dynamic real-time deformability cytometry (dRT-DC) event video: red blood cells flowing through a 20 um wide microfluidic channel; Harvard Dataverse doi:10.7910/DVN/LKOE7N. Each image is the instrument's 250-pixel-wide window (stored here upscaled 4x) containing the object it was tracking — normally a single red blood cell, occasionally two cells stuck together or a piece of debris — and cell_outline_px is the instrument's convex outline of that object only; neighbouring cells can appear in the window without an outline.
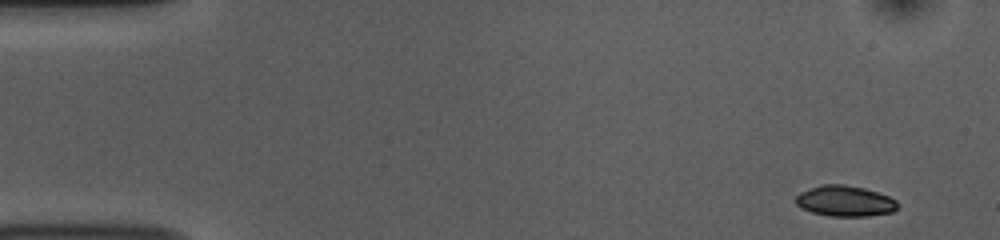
{"species": "common noctule bat (a hibernating species)", "species_latin": "Nyctalus noctula", "temperature_condition": "room temperature", "stored_images_in_passage": 51, "camera_frame_rate_fps": 3000, "um_per_image_px": 0.085, "animal": {"sex": "female", "body_mass_g": 10.0, "forearm_length_mm": 53.1}, "frame": {"image": 1, "passage_image": 1, "time_ms": 0.0, "image_size_px": [1000, 240], "cell_outline_px": [[896, 208], [892, 212], [868, 216], [828, 216], [812, 212], [800, 208], [796, 204], [796, 196], [800, 192], [820, 184], [844, 184], [864, 188], [888, 196], [896, 200]], "centroid_in_image_um": [71.78, 17.08], "position_along_channel_um": 13.2, "area_um2": 18.21}}
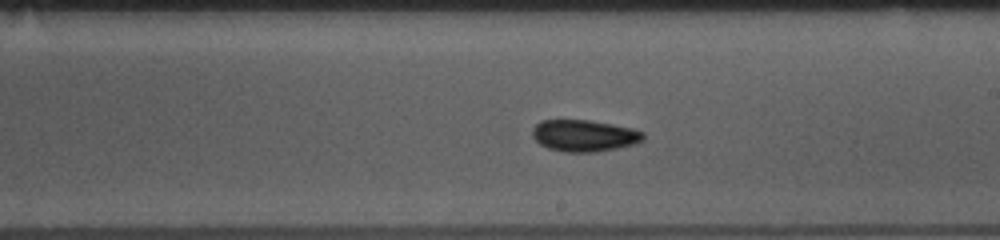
{"frame": {"image": 2, "passage_image": 28, "time_ms": 9.0, "image_size_px": [1000, 240], "cell_outline_px": [[644, 140], [636, 144], [596, 152], [564, 152], [548, 148], [540, 144], [532, 136], [532, 128], [540, 120], [588, 120], [612, 124], [632, 128], [644, 132]], "centroid_in_image_um": [49.66, 11.53], "position_along_channel_um": 239.3, "area_um2": 20.58}}
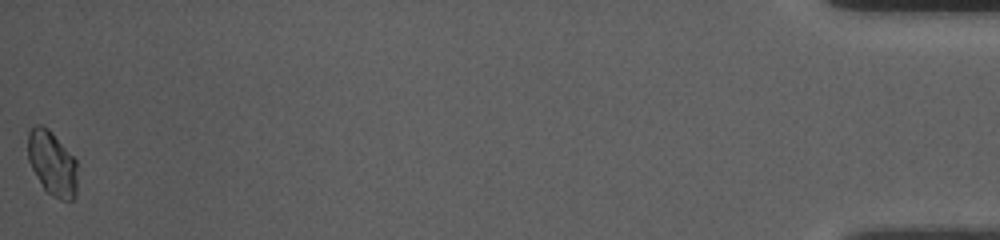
{"frame": {"image": 3, "passage_image": 51, "time_ms": 16.667, "image_size_px": [1000, 240], "cell_outline_px": [[76, 192], [72, 200], [60, 200], [52, 196], [44, 188], [32, 168], [28, 160], [28, 132], [36, 124], [40, 124], [48, 128], [52, 132], [76, 160]], "centroid_in_image_um": [4.43, 13.87], "position_along_channel_um": 430.8, "area_um2": 18.38}, "authors_computed_cell_mechanics": {"area_um2": 19.3052, "velocity_mm_per_s": 3.7393, "shape_relaxation_time_tau1_ms": 5.615, "shape_relaxation_time_tau2_ms": null, "deformation_change_tau1": 0.0881, "deformation_change_tau2": null}}